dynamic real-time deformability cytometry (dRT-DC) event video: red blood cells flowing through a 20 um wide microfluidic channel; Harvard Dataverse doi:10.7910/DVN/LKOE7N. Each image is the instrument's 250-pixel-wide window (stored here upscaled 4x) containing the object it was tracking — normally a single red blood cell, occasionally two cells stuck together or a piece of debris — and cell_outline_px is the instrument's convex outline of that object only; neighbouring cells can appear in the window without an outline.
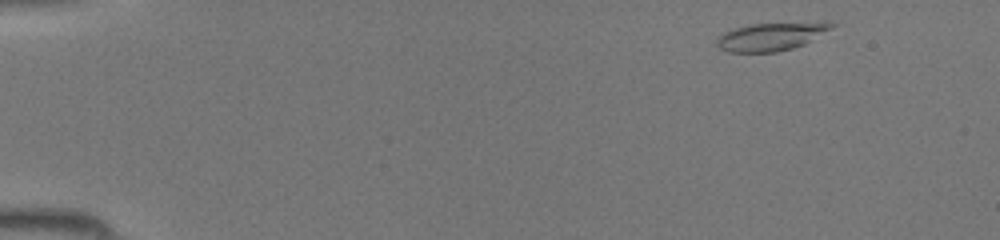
{"species": "common noctule bat (a hibernating species)", "species_latin": "Nyctalus noctula", "temperature_condition": "room temperature", "stored_images_in_passage": 42, "camera_frame_rate_fps": 3000, "um_per_image_px": 0.085, "animal": {"sex": "female", "body_mass_g": 19.5, "forearm_length_mm": 54.1}, "frame": {"image": 1, "passage_image": 2, "time_ms": 0.333, "image_size_px": [1000, 240], "cell_outline_px": [[836, 24], [832, 28], [804, 44], [792, 48], [776, 52], [728, 52], [720, 48], [716, 44], [716, 40], [724, 32], [736, 28], [752, 24], [824, 20]], "centroid_in_image_um": [65.6, 3.08], "position_along_channel_um": 19.4, "area_um2": 19.02}}
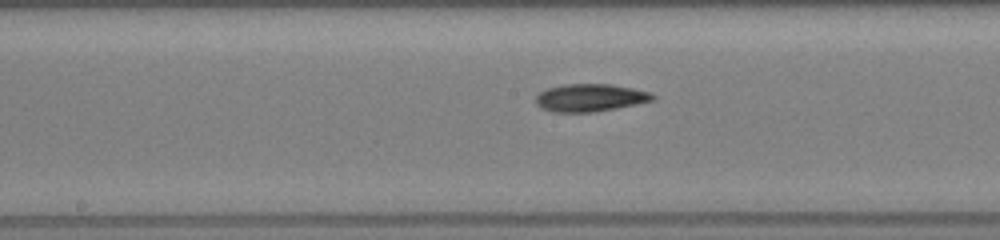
{"frame": {"image": 2, "passage_image": 21, "time_ms": 6.667, "image_size_px": [1000, 240], "cell_outline_px": [[656, 100], [616, 108], [592, 112], [552, 112], [540, 108], [536, 104], [536, 96], [540, 92], [548, 88], [564, 84], [608, 84], [632, 88], [652, 92], [656, 96]], "centroid_in_image_um": [50.18, 8.31], "position_along_channel_um": 198.0, "area_um2": 18.9}}
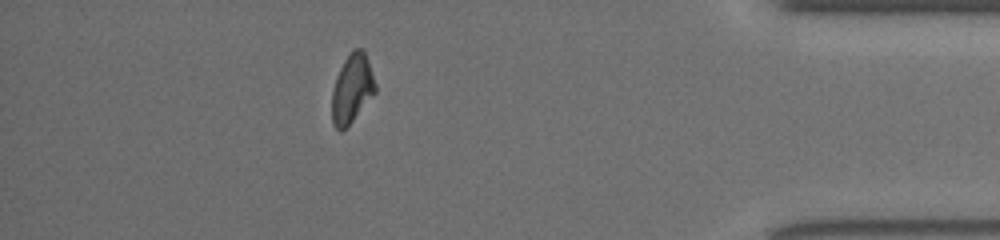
{"frame": {"image": 3, "passage_image": 37, "time_ms": 12.0, "image_size_px": [1000, 240], "cell_outline_px": [[376, 92], [352, 120], [340, 132], [332, 124], [332, 92], [336, 76], [344, 60], [352, 48], [364, 48], [376, 84]], "centroid_in_image_um": [29.92, 7.49], "position_along_channel_um": 405.3, "area_um2": 17.34}}